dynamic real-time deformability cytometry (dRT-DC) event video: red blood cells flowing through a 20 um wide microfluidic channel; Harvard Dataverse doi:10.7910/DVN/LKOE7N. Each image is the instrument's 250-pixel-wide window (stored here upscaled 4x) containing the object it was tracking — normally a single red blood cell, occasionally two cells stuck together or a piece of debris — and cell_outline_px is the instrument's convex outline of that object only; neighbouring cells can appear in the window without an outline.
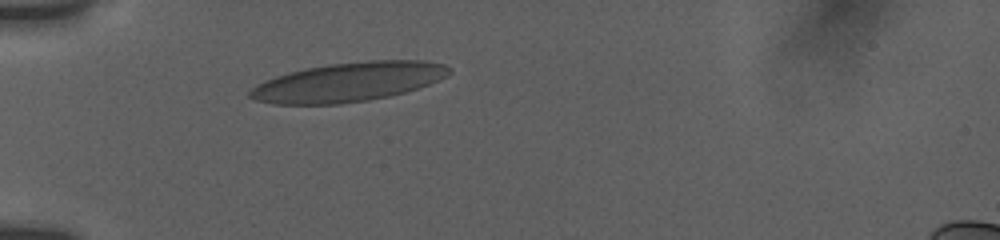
{"species": "human", "species_latin": "Homo sapiens", "temperature_condition": "room temperature", "stored_images_in_passage": 1, "camera_frame_rate_fps": 3000, "um_per_image_px": 0.085, "donor": {"sex": "female"}, "frame": {"image": 1, "passage_image": 1, "time_ms": 0.0, "image_size_px": [1000, 240], "cell_outline_px": [[452, 72], [448, 76], [428, 84], [404, 92], [388, 96], [368, 100], [340, 104], [272, 104], [252, 100], [248, 96], [248, 92], [256, 84], [264, 80], [288, 72], [328, 64], [368, 60], [428, 60], [444, 64], [452, 68]], "centroid_in_image_um": [29.6, 6.96], "position_along_channel_um": 55.4, "area_um2": 45.72}}